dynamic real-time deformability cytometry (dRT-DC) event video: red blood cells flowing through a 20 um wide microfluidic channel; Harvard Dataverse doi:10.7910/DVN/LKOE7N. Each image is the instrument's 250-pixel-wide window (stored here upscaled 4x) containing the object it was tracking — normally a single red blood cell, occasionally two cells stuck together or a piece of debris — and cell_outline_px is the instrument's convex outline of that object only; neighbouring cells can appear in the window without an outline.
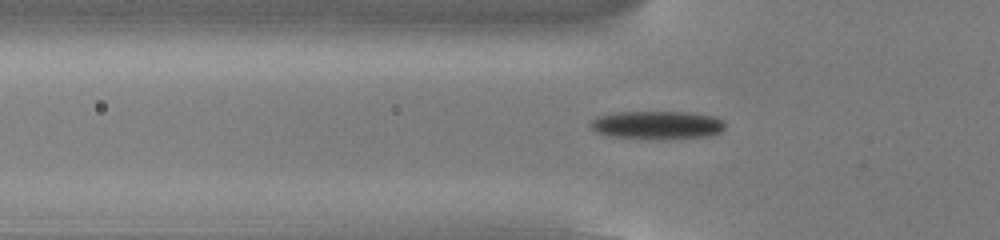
{"species": "common noctule bat (a hibernating species)", "species_latin": "Nyctalus noctula", "temperature_condition": "cold", "stored_images_in_passage": 55, "camera_frame_rate_fps": 3000, "um_per_image_px": 0.085, "animal": {"sex": "male", "body_mass_g": 13.0, "forearm_length_mm": 53.1}, "frame": {"image": 1, "passage_image": 19, "time_ms": 6.0, "image_size_px": [1000, 240], "cell_outline_px": [[724, 128], [720, 132], [708, 136], [660, 140], [608, 136], [596, 132], [592, 128], [592, 120], [600, 116], [616, 112], [688, 112], [716, 116], [724, 124]], "centroid_in_image_um": [55.88, 10.64], "position_along_channel_um": 69.9, "area_um2": 22.2}}
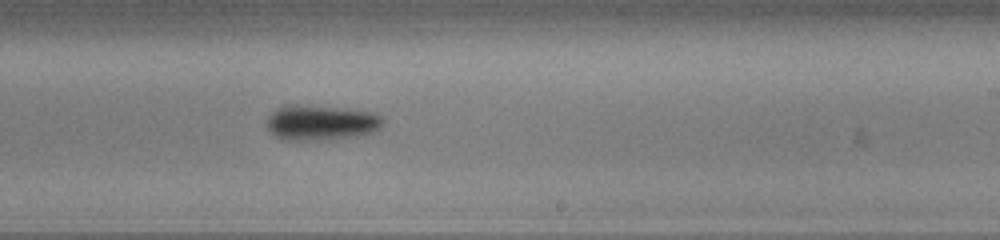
{"frame": {"image": 2, "passage_image": 34, "time_ms": 11.0, "image_size_px": [1000, 240], "cell_outline_px": [[384, 124], [380, 128], [364, 136], [320, 140], [280, 140], [268, 128], [268, 116], [276, 108], [284, 104], [296, 104], [340, 108], [376, 112], [384, 116]], "centroid_in_image_um": [27.34, 10.42], "position_along_channel_um": 261.7, "area_um2": 24.33}}
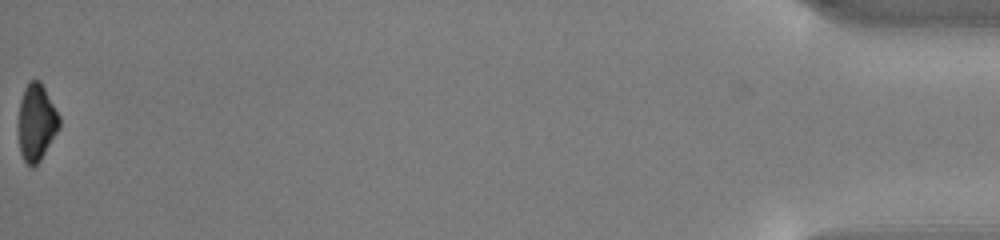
{"frame": {"image": 3, "passage_image": 55, "time_ms": 18.0, "image_size_px": [1000, 240], "cell_outline_px": [[60, 124], [56, 132], [40, 160], [32, 168], [28, 168], [20, 152], [16, 128], [20, 100], [24, 88], [28, 80], [40, 80], [60, 116]], "centroid_in_image_um": [3.04, 10.4], "position_along_channel_um": 432.2, "area_um2": 18.67}, "authors_computed_cell_mechanics": {"area_um2": 20.6346, "velocity_mm_per_s": 3.8433, "shape_relaxation_time_tau1_ms": 4.0932, "shape_relaxation_time_tau2_ms": null, "deformation_change_tau1": 0.1436, "deformation_change_tau2": null}}